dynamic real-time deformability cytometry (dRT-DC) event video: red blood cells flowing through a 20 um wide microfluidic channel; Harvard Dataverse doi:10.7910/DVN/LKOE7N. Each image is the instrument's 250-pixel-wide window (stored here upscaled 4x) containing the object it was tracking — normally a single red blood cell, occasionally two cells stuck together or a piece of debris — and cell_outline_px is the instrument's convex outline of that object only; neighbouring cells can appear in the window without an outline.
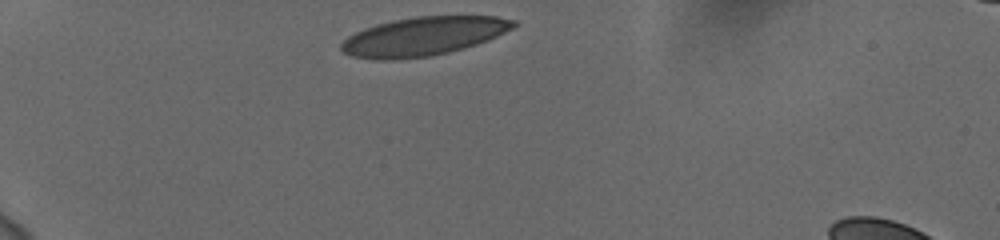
{"species": "human", "species_latin": "Homo sapiens", "temperature_condition": "cold", "stored_images_in_passage": 34, "camera_frame_rate_fps": 3000, "um_per_image_px": 0.085, "donor": {"sex": "female"}, "frame": {"image": 1, "passage_image": 1, "time_ms": 0.0, "image_size_px": [1000, 240], "cell_outline_px": [[516, 24], [512, 28], [488, 40], [476, 44], [448, 52], [428, 56], [396, 60], [376, 60], [352, 56], [344, 52], [340, 48], [340, 44], [348, 36], [364, 28], [376, 24], [392, 20], [416, 16], [496, 16], [516, 20]], "centroid_in_image_um": [35.96, 3.08], "position_along_channel_um": 49.0, "area_um2": 38.73}}
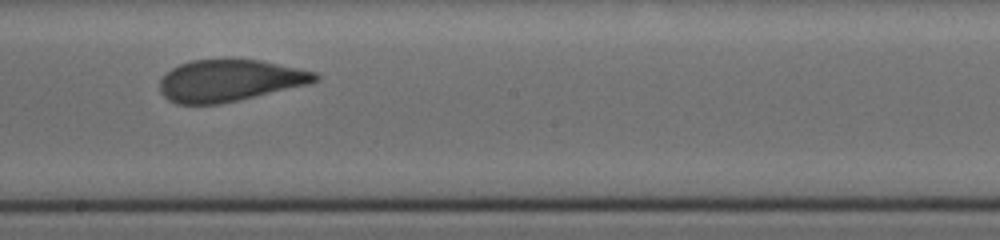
{"frame": {"image": 2, "passage_image": 19, "time_ms": 6.0, "image_size_px": [1000, 240], "cell_outline_px": [[320, 80], [308, 84], [220, 104], [176, 104], [168, 100], [160, 92], [160, 80], [172, 68], [180, 64], [192, 60], [260, 60], [316, 72], [320, 76]], "centroid_in_image_um": [19.51, 6.85], "position_along_channel_um": 228.7, "area_um2": 37.45}}
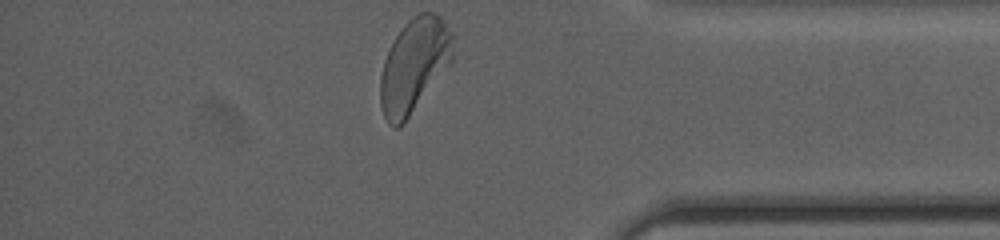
{"frame": {"image": 3, "passage_image": 34, "time_ms": 11.0, "image_size_px": [1000, 240], "cell_outline_px": [[452, 60], [404, 124], [400, 128], [392, 128], [388, 124], [380, 108], [380, 76], [384, 60], [396, 36], [404, 24], [412, 16], [420, 12], [436, 12], [444, 20], [452, 32]], "centroid_in_image_um": [35.18, 5.57], "position_along_channel_um": 400.0, "area_um2": 39.65}, "authors_computed_cell_mechanics": {"area_um2": 39.1884, "velocity_mm_per_s": 3.7202, "shape_relaxation_time_tau1_ms": 5.2243, "shape_relaxation_time_tau2_ms": 0.8527, "deformation_change_tau1": 0.1714, "deformation_change_tau2": 0.0724}}